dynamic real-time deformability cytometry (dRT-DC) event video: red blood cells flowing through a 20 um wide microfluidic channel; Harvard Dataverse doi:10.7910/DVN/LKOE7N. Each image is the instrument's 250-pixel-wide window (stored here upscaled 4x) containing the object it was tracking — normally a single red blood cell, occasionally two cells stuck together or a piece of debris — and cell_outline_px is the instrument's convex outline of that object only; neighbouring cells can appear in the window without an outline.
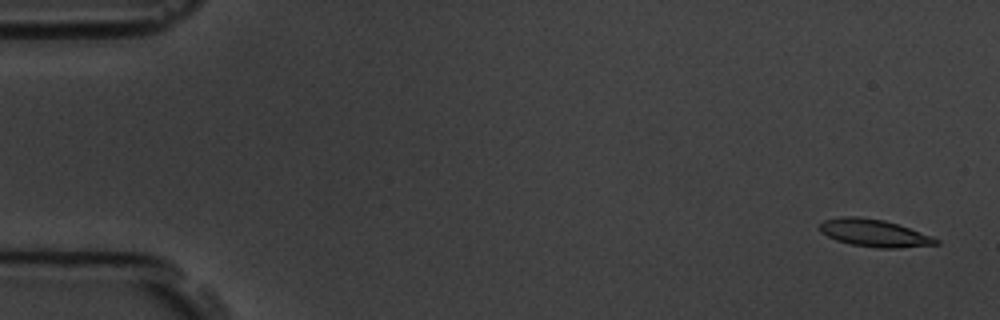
{"species": "common noctule bat (a hibernating species)", "species_latin": "Nyctalus noctula", "temperature_condition": "room temperature", "stored_images_in_passage": 5, "camera_frame_rate_fps": 3000, "um_per_image_px": 0.085, "animal": {"sex": "male", "body_mass_g": 19.5, "forearm_length_mm": 54.6}, "frame": {"image": 1, "passage_image": 1, "time_ms": 0.0, "image_size_px": [1000, 320], "cell_outline_px": [[940, 244], [900, 248], [876, 248], [852, 244], [836, 240], [820, 232], [820, 224], [824, 220], [844, 216], [856, 216], [884, 220], [932, 236], [940, 240]], "centroid_in_image_um": [74.32, 19.81], "position_along_channel_um": 10.7, "area_um2": 18.44}}
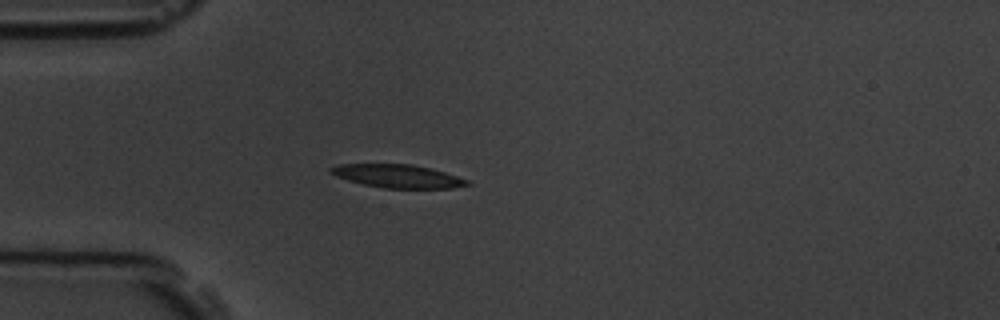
{"frame": {"image": 2, "passage_image": 5, "time_ms": 4.333, "image_size_px": [1000, 320], "cell_outline_px": [[472, 184], [452, 188], [384, 188], [364, 184], [348, 180], [336, 176], [328, 172], [328, 168], [340, 164], [412, 164], [432, 168], [468, 180]], "centroid_in_image_um": [33.79, 14.96], "position_along_channel_um": 51.2, "area_um2": 18.44}}